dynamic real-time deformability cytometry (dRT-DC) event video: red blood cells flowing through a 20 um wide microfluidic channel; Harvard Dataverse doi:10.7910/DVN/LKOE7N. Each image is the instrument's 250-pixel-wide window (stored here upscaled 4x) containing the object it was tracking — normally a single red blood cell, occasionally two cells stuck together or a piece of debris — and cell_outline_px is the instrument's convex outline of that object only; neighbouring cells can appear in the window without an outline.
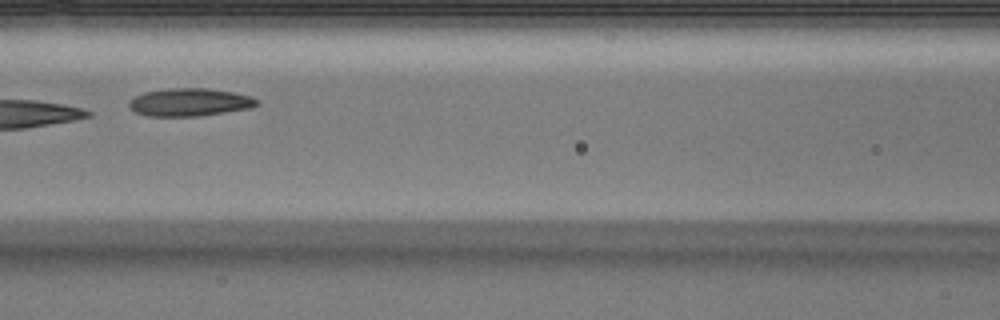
{"species": "Egyptian fruit bat (a non-hibernating species)", "species_latin": "Rousettus aegyptiacus", "temperature_condition": "warm", "stored_images_in_passage": 5, "camera_frame_rate_fps": 3000, "um_per_image_px": 0.085, "animal": {"sex": "male"}, "frame": {"image": 1, "passage_image": 5, "time_ms": 1.333, "image_size_px": [1000, 320], "cell_outline_px": [[260, 104], [252, 108], [200, 116], [148, 116], [136, 112], [128, 108], [128, 100], [144, 92], [172, 88], [208, 88], [232, 92], [252, 96], [260, 100]], "centroid_in_image_um": [16.15, 8.69], "position_along_channel_um": 150.4, "area_um2": 20.98}}